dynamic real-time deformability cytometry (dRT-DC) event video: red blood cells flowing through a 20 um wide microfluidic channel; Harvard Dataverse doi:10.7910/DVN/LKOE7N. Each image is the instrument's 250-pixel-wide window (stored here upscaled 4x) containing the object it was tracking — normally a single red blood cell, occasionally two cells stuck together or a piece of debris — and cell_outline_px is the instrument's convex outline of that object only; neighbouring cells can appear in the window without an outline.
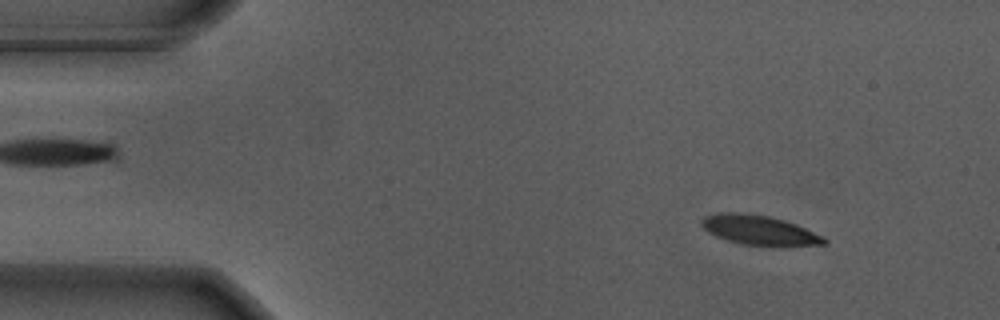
{"species": "Egyptian fruit bat (a non-hibernating species)", "species_latin": "Rousettus aegyptiacus", "temperature_condition": "warm", "stored_images_in_passage": 55, "segment_of_instrument_passage": [1, 2], "camera_frame_rate_fps": 3000, "um_per_image_px": 0.085, "animal": {"sex": "male"}, "frame": {"image": 1, "passage_image": 5, "time_ms": 1.333, "image_size_px": [1000, 320], "cell_outline_px": [[828, 244], [776, 248], [744, 244], [728, 240], [716, 236], [708, 232], [700, 224], [700, 220], [704, 216], [716, 212], [740, 212], [768, 216], [784, 220], [796, 224], [824, 236], [828, 240]], "centroid_in_image_um": [64.59, 19.59], "position_along_channel_um": 20.4, "area_um2": 21.85}}
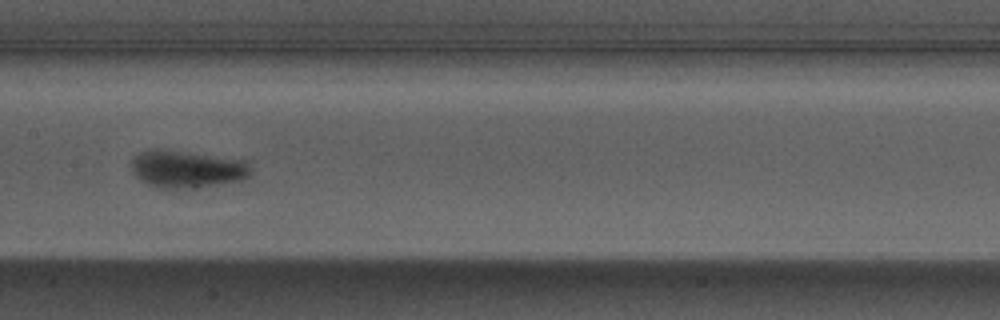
{"frame": {"image": 2, "passage_image": 26, "time_ms": 8.333, "image_size_px": [1000, 320], "cell_outline_px": [[252, 172], [248, 176], [240, 180], [200, 188], [156, 188], [140, 180], [132, 172], [132, 160], [140, 152], [148, 148], [160, 148], [248, 160], [252, 168]], "centroid_in_image_um": [15.9, 14.36], "position_along_channel_um": 191.5, "area_um2": 26.53}}
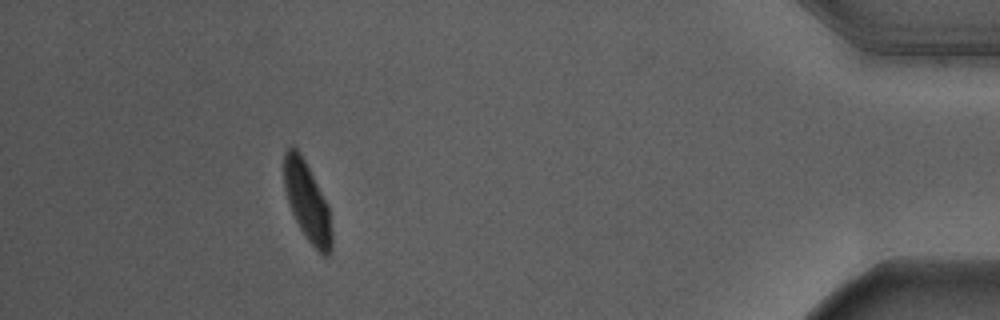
{"frame": {"image": 3, "passage_image": 49, "time_ms": 16.0, "image_size_px": [1000, 320], "cell_outline_px": [[332, 248], [328, 256], [324, 256], [308, 240], [300, 228], [292, 212], [284, 188], [284, 152], [292, 144], [300, 152], [328, 204], [332, 232]], "centroid_in_image_um": [26.12, 17.13], "position_along_channel_um": 409.1, "area_um2": 21.73}}